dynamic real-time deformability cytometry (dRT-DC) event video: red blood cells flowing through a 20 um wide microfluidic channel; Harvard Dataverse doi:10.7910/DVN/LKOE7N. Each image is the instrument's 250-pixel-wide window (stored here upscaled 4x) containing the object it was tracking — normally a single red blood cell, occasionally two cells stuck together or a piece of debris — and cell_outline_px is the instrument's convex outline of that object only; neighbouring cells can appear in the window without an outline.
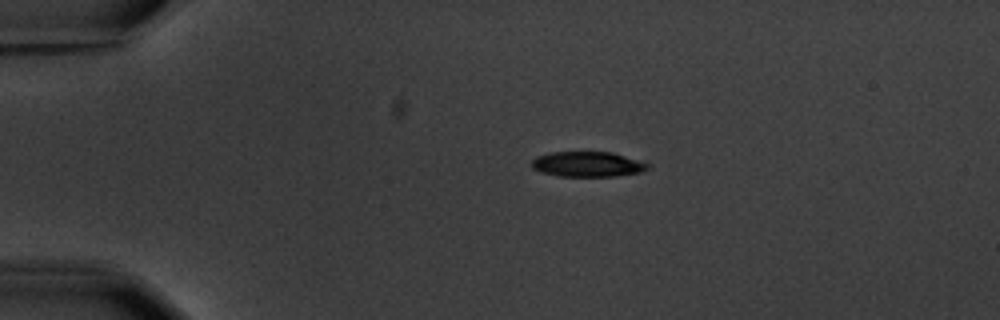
{"species": "common noctule bat (a hibernating species)", "species_latin": "Nyctalus noctula", "temperature_condition": "warm", "stored_images_in_passage": 2, "camera_frame_rate_fps": 3000, "um_per_image_px": 0.085, "animal": {"sex": "male", "body_mass_g": 20.1, "forearm_length_mm": 53.5}, "frame": {"image": 1, "passage_image": 1, "time_ms": 0.0, "image_size_px": [1000, 320], "cell_outline_px": [[652, 164], [648, 168], [640, 172], [616, 176], [556, 176], [540, 172], [532, 168], [528, 164], [536, 156], [552, 152], [612, 152]], "centroid_in_image_um": [49.9, 13.96], "position_along_channel_um": 35.1, "area_um2": 17.22}}